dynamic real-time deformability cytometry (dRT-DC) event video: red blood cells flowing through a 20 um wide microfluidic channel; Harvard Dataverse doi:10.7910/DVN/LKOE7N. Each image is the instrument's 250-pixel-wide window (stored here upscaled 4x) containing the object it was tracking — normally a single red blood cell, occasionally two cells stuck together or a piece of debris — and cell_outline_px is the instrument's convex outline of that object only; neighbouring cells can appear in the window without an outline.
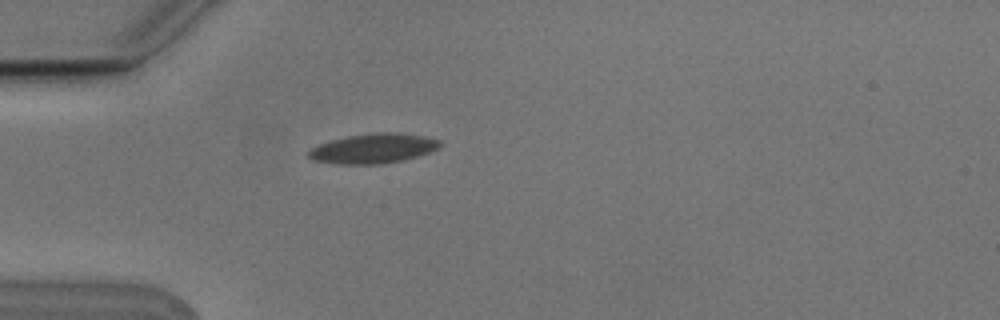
{"species": "Egyptian fruit bat (a non-hibernating species)", "species_latin": "Rousettus aegyptiacus", "temperature_condition": "cold", "stored_images_in_passage": 4, "camera_frame_rate_fps": 3000, "um_per_image_px": 0.085, "animal": {"sex": "male"}, "frame": {"image": 1, "passage_image": 4, "time_ms": 1.0, "image_size_px": [1000, 320], "cell_outline_px": [[440, 144], [436, 148], [428, 152], [404, 160], [380, 164], [336, 164], [312, 160], [308, 156], [308, 152], [312, 148], [320, 144], [332, 140], [348, 136], [376, 132], [400, 132], [440, 140]], "centroid_in_image_um": [31.69, 12.62], "position_along_channel_um": 53.3, "area_um2": 22.48}}